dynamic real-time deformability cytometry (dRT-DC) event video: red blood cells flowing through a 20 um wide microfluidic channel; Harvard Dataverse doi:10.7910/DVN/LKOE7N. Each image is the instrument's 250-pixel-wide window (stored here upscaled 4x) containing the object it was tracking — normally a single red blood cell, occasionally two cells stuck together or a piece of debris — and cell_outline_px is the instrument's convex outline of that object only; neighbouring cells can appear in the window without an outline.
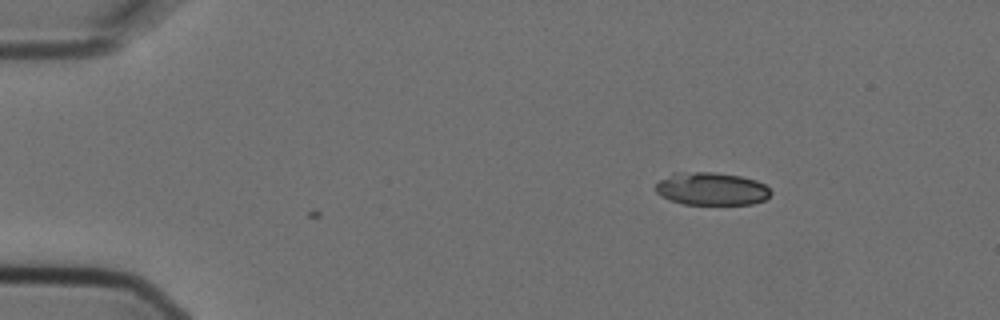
{"species": "Egyptian fruit bat (a non-hibernating species)", "species_latin": "Rousettus aegyptiacus", "temperature_condition": "cold", "stored_images_in_passage": 4, "camera_frame_rate_fps": 3000, "um_per_image_px": 0.085, "animal": {"sex": "female"}, "frame": {"image": 1, "passage_image": 1, "time_ms": 0.0, "image_size_px": [1000, 320], "cell_outline_px": [[772, 192], [764, 200], [752, 204], [684, 204], [660, 196], [656, 192], [656, 184], [660, 180], [672, 172], [712, 172], [740, 176], [756, 180], [764, 184]], "centroid_in_image_um": [60.46, 16.04], "position_along_channel_um": 24.5, "area_um2": 21.96}}